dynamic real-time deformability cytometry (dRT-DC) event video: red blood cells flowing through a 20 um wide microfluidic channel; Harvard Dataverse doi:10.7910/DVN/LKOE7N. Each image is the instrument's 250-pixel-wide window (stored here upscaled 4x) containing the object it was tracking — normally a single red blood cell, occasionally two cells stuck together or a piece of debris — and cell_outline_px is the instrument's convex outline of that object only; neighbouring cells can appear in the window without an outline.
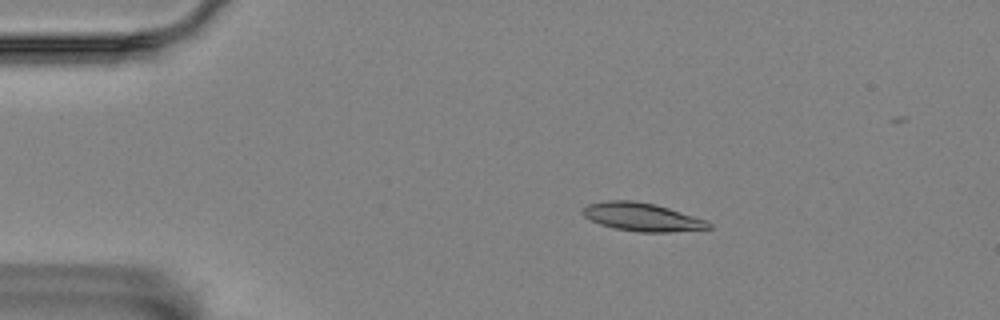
{"species": "Egyptian fruit bat (a non-hibernating species)", "species_latin": "Rousettus aegyptiacus", "temperature_condition": "room temperature", "stored_images_in_passage": 5, "camera_frame_rate_fps": 3000, "um_per_image_px": 0.085, "animal": {"sex": "female"}, "frame": {"image": 1, "passage_image": 2, "time_ms": 0.333, "image_size_px": [1000, 320], "cell_outline_px": [[712, 228], [668, 232], [640, 232], [612, 228], [600, 224], [584, 216], [580, 212], [580, 208], [588, 204], [604, 200], [632, 200], [656, 204], [708, 220], [712, 224]], "centroid_in_image_um": [54.55, 18.43], "position_along_channel_um": 30.4, "area_um2": 20.98}}
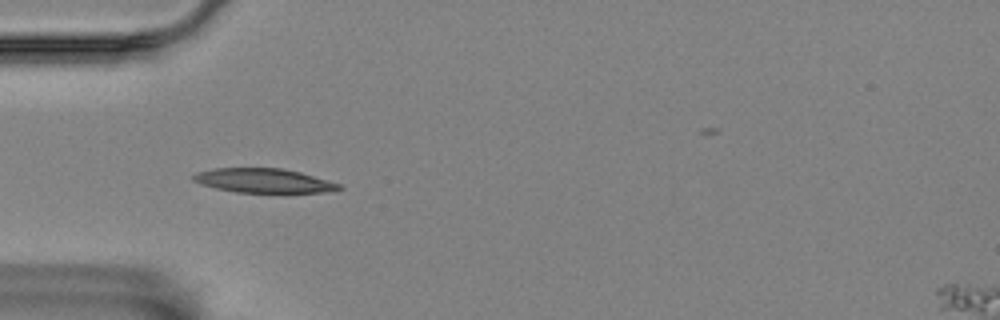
{"frame": {"image": 2, "passage_image": 4, "time_ms": 1.0, "image_size_px": [1000, 320], "cell_outline_px": [[344, 188], [324, 192], [236, 192], [216, 188], [200, 184], [192, 180], [192, 176], [196, 172], [212, 168], [284, 168], [300, 172], [340, 184]], "centroid_in_image_um": [22.36, 15.34], "position_along_channel_um": 62.6, "area_um2": 20.46}}
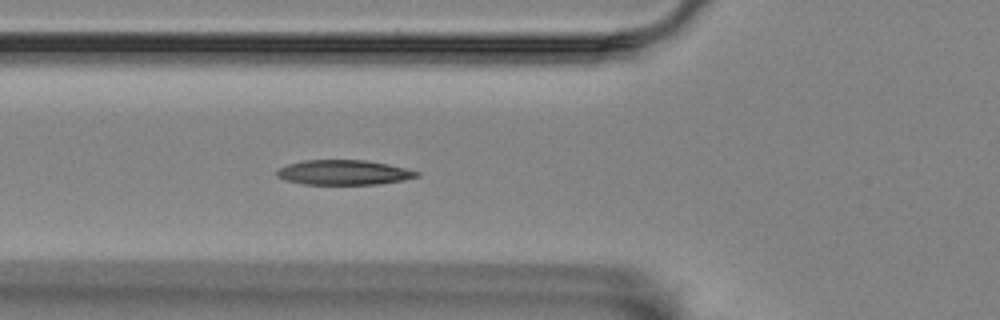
{"frame": {"image": 3, "passage_image": 5, "time_ms": 1.333, "image_size_px": [1000, 320], "cell_outline_px": [[420, 176], [404, 180], [380, 184], [304, 184], [284, 180], [276, 176], [276, 168], [288, 164], [304, 160], [364, 160], [388, 164], [420, 172]], "centroid_in_image_um": [29.19, 14.66], "position_along_channel_um": 96.6, "area_um2": 20.35}}